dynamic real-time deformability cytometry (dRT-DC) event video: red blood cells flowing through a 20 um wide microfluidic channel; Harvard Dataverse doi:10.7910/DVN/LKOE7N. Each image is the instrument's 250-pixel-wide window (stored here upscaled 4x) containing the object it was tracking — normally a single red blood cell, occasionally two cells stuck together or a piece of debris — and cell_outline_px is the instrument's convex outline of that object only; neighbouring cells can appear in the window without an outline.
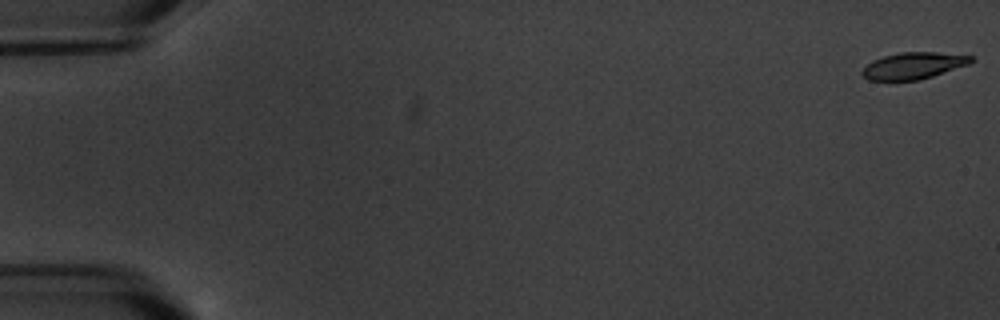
{"species": "common noctule bat (a hibernating species)", "species_latin": "Nyctalus noctula", "temperature_condition": "warm", "stored_images_in_passage": 6, "camera_frame_rate_fps": 3000, "um_per_image_px": 0.085, "animal": {"sex": "male", "body_mass_g": 20.1, "forearm_length_mm": 53.5}, "frame": {"image": 1, "passage_image": 1, "time_ms": 0.0, "image_size_px": [1000, 320], "cell_outline_px": [[972, 60], [968, 64], [932, 76], [916, 80], [868, 80], [860, 72], [872, 60], [884, 56], [900, 52], [936, 52], [972, 56]], "centroid_in_image_um": [77.6, 5.58], "position_along_channel_um": 7.4, "area_um2": 16.59}}
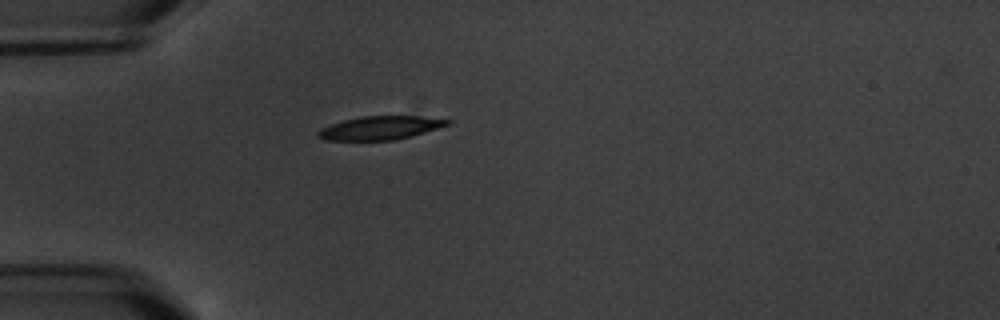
{"frame": {"image": 2, "passage_image": 5, "time_ms": 5.667, "image_size_px": [1000, 320], "cell_outline_px": [[452, 124], [412, 136], [396, 140], [324, 140], [316, 136], [316, 132], [320, 128], [344, 120], [360, 116], [420, 116], [452, 120]], "centroid_in_image_um": [32.33, 10.87], "position_along_channel_um": 52.7, "area_um2": 17.86}}